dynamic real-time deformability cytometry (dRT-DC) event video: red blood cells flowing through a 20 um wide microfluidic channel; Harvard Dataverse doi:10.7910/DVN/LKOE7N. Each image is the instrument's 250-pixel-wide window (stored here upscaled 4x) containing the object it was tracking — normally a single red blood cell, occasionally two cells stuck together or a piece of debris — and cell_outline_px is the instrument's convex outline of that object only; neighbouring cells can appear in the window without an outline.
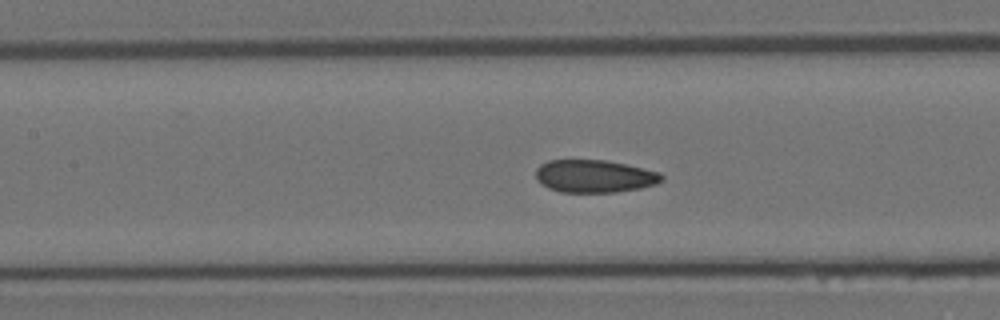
{"species": "Egyptian fruit bat (a non-hibernating species)", "species_latin": "Rousettus aegyptiacus", "temperature_condition": "room temperature", "stored_images_in_passage": 5, "camera_frame_rate_fps": 3000, "um_per_image_px": 0.085, "animal": {"sex": "female"}, "frame": {"image": 1, "passage_image": 5, "time_ms": 1.333, "image_size_px": [1000, 320], "cell_outline_px": [[664, 180], [656, 184], [640, 188], [616, 192], [560, 192], [548, 188], [540, 184], [536, 180], [536, 168], [540, 164], [548, 160], [604, 160], [628, 164], [660, 172], [664, 176]], "centroid_in_image_um": [50.53, 14.97], "position_along_channel_um": 156.9, "area_um2": 24.28}}